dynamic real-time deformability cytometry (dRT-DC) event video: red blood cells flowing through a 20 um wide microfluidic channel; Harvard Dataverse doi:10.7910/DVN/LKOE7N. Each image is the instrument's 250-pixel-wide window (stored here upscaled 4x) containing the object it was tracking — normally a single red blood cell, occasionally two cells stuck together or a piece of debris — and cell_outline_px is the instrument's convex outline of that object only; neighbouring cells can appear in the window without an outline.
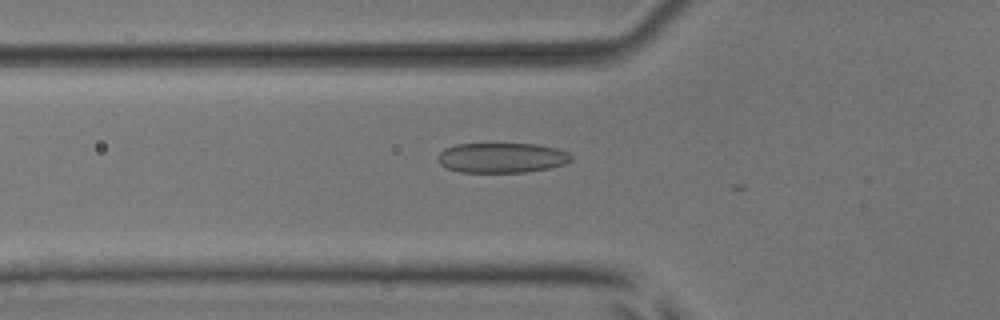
{"species": "common noctule bat (a hibernating species)", "species_latin": "Nyctalus noctula", "temperature_condition": "room temperature", "stored_images_in_passage": 4, "camera_frame_rate_fps": 3000, "um_per_image_px": 0.085, "animal": {"sex": "male", "body_mass_g": 17.9, "forearm_length_mm": 54.2}, "frame": {"image": 1, "passage_image": 2, "time_ms": 0.333, "image_size_px": [1000, 320], "cell_outline_px": [[572, 160], [564, 164], [548, 168], [524, 172], [460, 172], [448, 168], [440, 164], [436, 160], [436, 156], [444, 148], [456, 144], [536, 144], [556, 148], [568, 152], [572, 156]], "centroid_in_image_um": [42.62, 13.4], "position_along_channel_um": 83.2, "area_um2": 23.35}}